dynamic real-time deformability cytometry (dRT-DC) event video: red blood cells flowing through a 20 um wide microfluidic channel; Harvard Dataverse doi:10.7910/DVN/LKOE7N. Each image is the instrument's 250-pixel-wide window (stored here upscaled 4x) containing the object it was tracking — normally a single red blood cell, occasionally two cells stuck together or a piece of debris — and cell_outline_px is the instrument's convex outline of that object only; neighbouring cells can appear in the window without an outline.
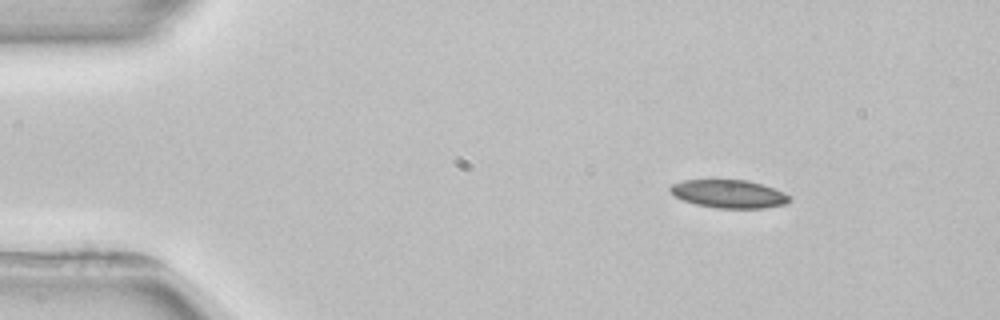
{"species": "common noctule bat (a hibernating species)", "species_latin": "Nyctalus noctula", "temperature_condition": "room temperature", "stored_images_in_passage": 3, "camera_frame_rate_fps": 3000, "um_per_image_px": 0.085, "animal": {"sex": "female", "body_mass_g": 22.7, "forearm_length_mm": 54.2}, "frame": {"image": 1, "passage_image": 1, "time_ms": 0.0, "image_size_px": [1000, 320], "cell_outline_px": [[792, 200], [788, 204], [764, 208], [716, 208], [696, 204], [684, 200], [676, 196], [668, 188], [672, 184], [684, 180], [748, 180], [784, 192]], "centroid_in_image_um": [61.98, 16.49], "position_along_channel_um": 23.0, "area_um2": 19.42}}